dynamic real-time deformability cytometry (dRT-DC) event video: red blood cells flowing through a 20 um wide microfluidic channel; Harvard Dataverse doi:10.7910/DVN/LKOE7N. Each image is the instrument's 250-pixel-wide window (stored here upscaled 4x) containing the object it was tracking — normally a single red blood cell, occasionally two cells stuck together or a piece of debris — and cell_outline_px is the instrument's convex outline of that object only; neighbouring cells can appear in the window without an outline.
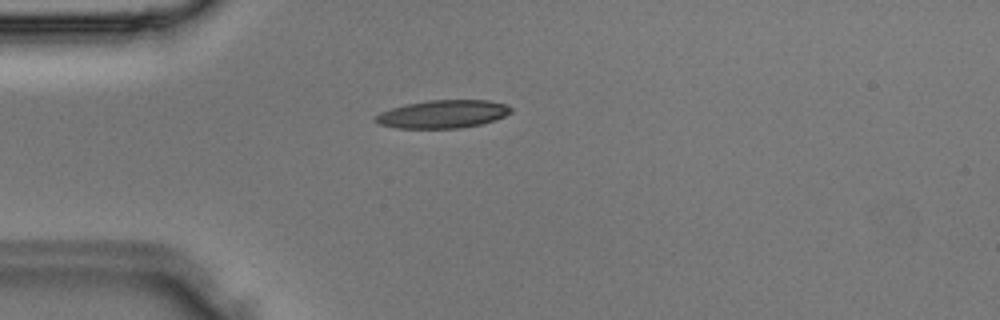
{"species": "Egyptian fruit bat (a non-hibernating species)", "species_latin": "Rousettus aegyptiacus", "temperature_condition": "room temperature", "stored_images_in_passage": 33, "camera_frame_rate_fps": 3000, "um_per_image_px": 0.085, "animal": {"sex": "male"}, "frame": {"image": 1, "passage_image": 6, "time_ms": 1.667, "image_size_px": [1000, 320], "cell_outline_px": [[512, 112], [496, 120], [480, 124], [460, 128], [396, 128], [380, 124], [372, 120], [372, 116], [380, 112], [404, 104], [428, 100], [488, 100], [508, 104], [512, 108]], "centroid_in_image_um": [37.62, 9.69], "position_along_channel_um": 47.4, "area_um2": 22.37}}
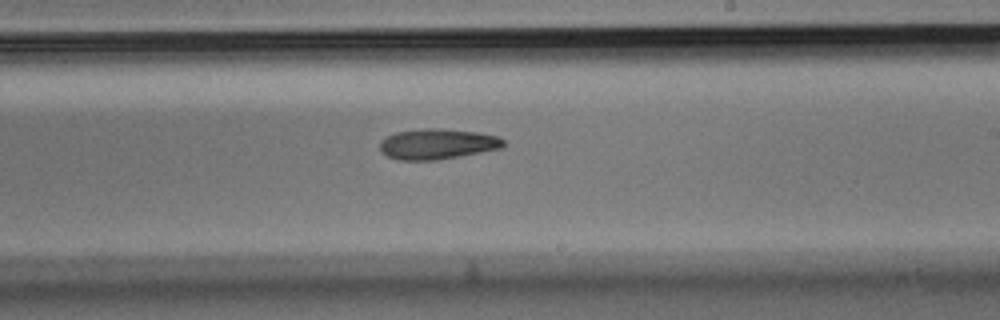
{"frame": {"image": 2, "passage_image": 18, "time_ms": 5.667, "image_size_px": [1000, 320], "cell_outline_px": [[504, 144], [500, 148], [480, 152], [436, 160], [396, 160], [380, 152], [380, 140], [396, 132], [424, 128], [440, 128], [476, 132], [496, 136], [504, 140]], "centroid_in_image_um": [37.12, 12.24], "position_along_channel_um": 251.9, "area_um2": 21.79}}
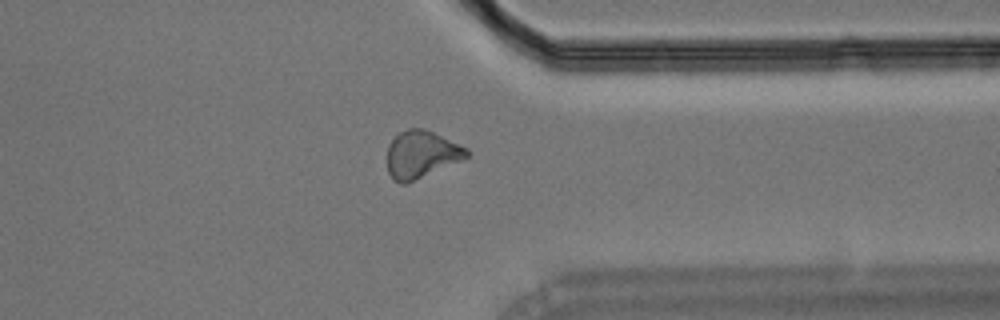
{"frame": {"image": 3, "passage_image": 25, "time_ms": 8.0, "image_size_px": [1000, 320], "cell_outline_px": [[472, 152], [468, 156], [460, 160], [404, 184], [400, 184], [392, 180], [388, 172], [388, 144], [400, 132], [408, 128], [424, 128], [468, 148]], "centroid_in_image_um": [35.8, 13.11], "position_along_channel_um": 375.6, "area_um2": 21.62}}